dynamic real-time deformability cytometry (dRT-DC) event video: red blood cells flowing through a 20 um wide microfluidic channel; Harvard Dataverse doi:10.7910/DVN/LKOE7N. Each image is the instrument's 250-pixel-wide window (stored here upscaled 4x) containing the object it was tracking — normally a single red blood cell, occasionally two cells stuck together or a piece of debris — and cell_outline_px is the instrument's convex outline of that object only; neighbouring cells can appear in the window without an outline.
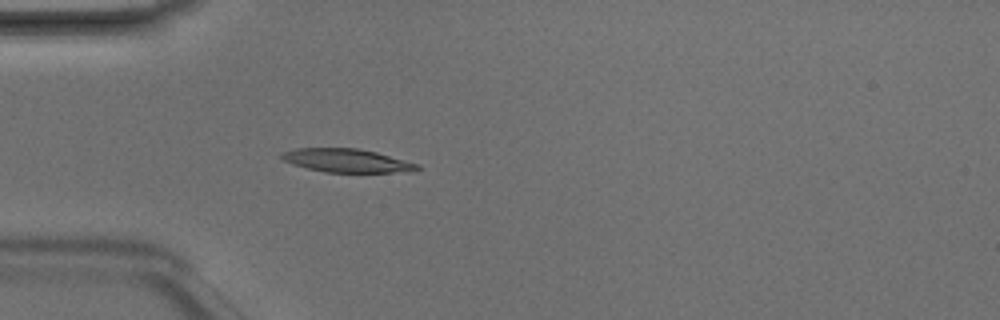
{"species": "Egyptian fruit bat (a non-hibernating species)", "species_latin": "Rousettus aegyptiacus", "temperature_condition": "room temperature", "stored_images_in_passage": 4, "camera_frame_rate_fps": 3000, "um_per_image_px": 0.085, "animal": {"sex": "male"}, "frame": {"image": 1, "passage_image": 4, "time_ms": 1.0, "image_size_px": [1000, 320], "cell_outline_px": [[420, 168], [412, 172], [324, 172], [292, 164], [284, 160], [280, 156], [280, 152], [296, 148], [356, 148], [376, 152], [420, 164]], "centroid_in_image_um": [29.49, 13.65], "position_along_channel_um": 55.5, "area_um2": 18.55}}